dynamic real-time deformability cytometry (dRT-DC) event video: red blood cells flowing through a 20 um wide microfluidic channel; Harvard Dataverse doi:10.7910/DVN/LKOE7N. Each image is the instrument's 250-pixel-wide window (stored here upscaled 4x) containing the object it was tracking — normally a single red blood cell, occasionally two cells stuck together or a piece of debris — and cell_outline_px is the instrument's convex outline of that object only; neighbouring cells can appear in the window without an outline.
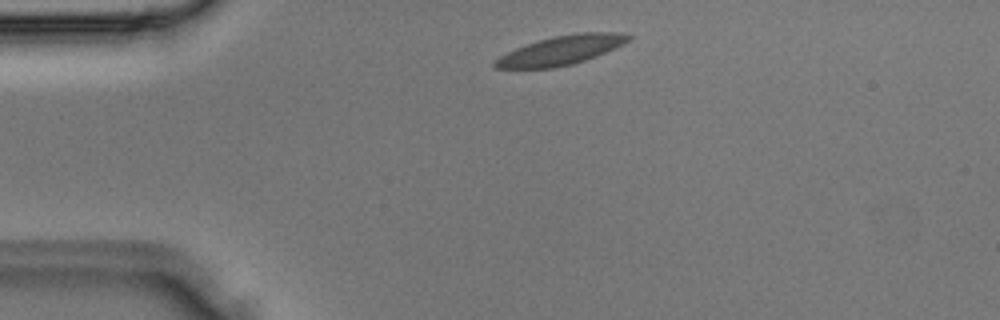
{"species": "Egyptian fruit bat (a non-hibernating species)", "species_latin": "Rousettus aegyptiacus", "temperature_condition": "room temperature", "stored_images_in_passage": 4, "camera_frame_rate_fps": 3000, "um_per_image_px": 0.085, "animal": {"sex": "male"}, "frame": {"image": 1, "passage_image": 4, "time_ms": 1.0, "image_size_px": [1000, 320], "cell_outline_px": [[632, 36], [624, 44], [596, 56], [572, 64], [552, 68], [496, 68], [492, 64], [500, 56], [516, 48], [540, 40], [556, 36], [580, 32], [620, 32]], "centroid_in_image_um": [47.72, 4.27], "position_along_channel_um": 37.3, "area_um2": 22.2}}